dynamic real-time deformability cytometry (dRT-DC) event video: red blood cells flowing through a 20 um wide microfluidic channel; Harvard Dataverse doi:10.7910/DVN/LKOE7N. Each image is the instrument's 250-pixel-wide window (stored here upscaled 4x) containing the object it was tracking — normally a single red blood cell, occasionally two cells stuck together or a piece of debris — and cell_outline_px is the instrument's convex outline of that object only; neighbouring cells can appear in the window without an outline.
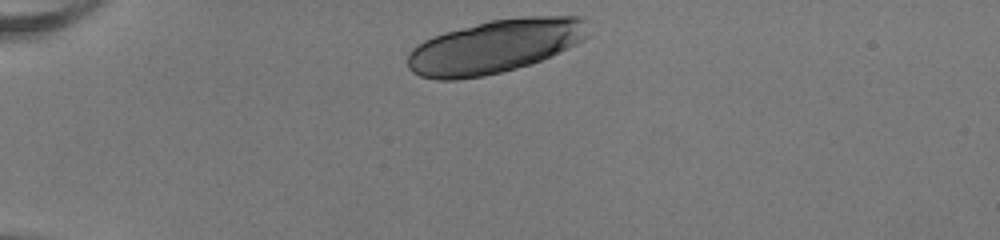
{"species": "human", "species_latin": "Homo sapiens", "temperature_condition": "room temperature", "stored_images_in_passage": 34, "camera_frame_rate_fps": 3000, "um_per_image_px": 0.085, "donor": {"sex": "female"}, "frame": {"image": 1, "passage_image": 1, "time_ms": 0.0, "image_size_px": [1000, 240], "cell_outline_px": [[588, 36], [584, 40], [568, 48], [540, 60], [516, 68], [484, 76], [456, 80], [436, 80], [420, 76], [412, 72], [408, 68], [408, 52], [412, 48], [424, 40], [432, 36], [444, 32], [492, 20], [520, 16], [584, 16], [588, 20]], "centroid_in_image_um": [42.08, 3.93], "position_along_channel_um": 42.9, "area_um2": 56.53}}